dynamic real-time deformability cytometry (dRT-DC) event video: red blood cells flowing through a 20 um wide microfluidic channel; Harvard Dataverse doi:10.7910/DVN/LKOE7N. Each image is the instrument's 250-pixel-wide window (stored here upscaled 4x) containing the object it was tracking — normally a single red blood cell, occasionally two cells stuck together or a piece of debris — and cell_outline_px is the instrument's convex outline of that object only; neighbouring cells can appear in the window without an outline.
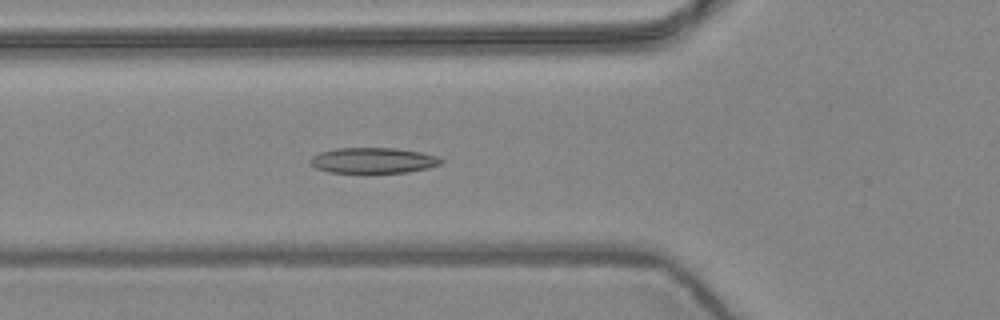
{"species": "common noctule bat (a hibernating species)", "species_latin": "Nyctalus noctula", "temperature_condition": "warm", "stored_images_in_passage": 4, "camera_frame_rate_fps": 3000, "um_per_image_px": 0.085, "animal": {"sex": "female", "body_mass_g": 24.6, "forearm_length_mm": 56.2}, "frame": {"image": 1, "passage_image": 4, "time_ms": 1.0, "image_size_px": [1000, 320], "cell_outline_px": [[444, 160], [440, 164], [428, 168], [408, 172], [328, 172], [316, 168], [308, 160], [312, 156], [320, 152], [336, 148], [396, 148], [420, 152], [436, 156]], "centroid_in_image_um": [31.71, 13.63], "position_along_channel_um": 94.1, "area_um2": 19.36}}